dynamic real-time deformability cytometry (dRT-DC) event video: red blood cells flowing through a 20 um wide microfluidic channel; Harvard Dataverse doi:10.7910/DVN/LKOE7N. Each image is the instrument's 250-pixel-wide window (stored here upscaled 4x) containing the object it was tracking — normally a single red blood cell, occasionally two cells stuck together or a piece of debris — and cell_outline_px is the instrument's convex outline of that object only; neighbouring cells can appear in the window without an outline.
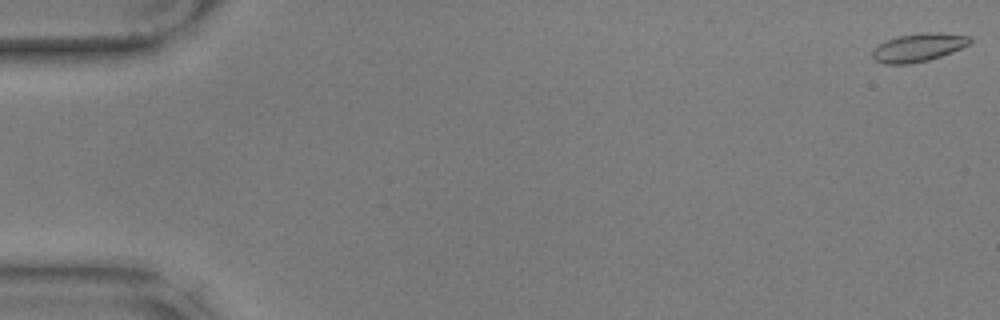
{"species": "common noctule bat (a hibernating species)", "species_latin": "Nyctalus noctula", "temperature_condition": "warm", "stored_images_in_passage": 58, "camera_frame_rate_fps": 3000, "um_per_image_px": 0.085, "animal": {"sex": "male", "body_mass_g": 17.9, "forearm_length_mm": 54.2}, "frame": {"image": 1, "passage_image": 1, "time_ms": 0.0, "image_size_px": [1000, 320], "cell_outline_px": [[972, 40], [968, 44], [960, 48], [940, 56], [928, 60], [908, 64], [884, 64], [876, 60], [872, 56], [872, 52], [880, 44], [888, 40], [900, 36], [968, 36]], "centroid_in_image_um": [77.96, 4.13], "position_along_channel_um": 7.0, "area_um2": 14.45}}
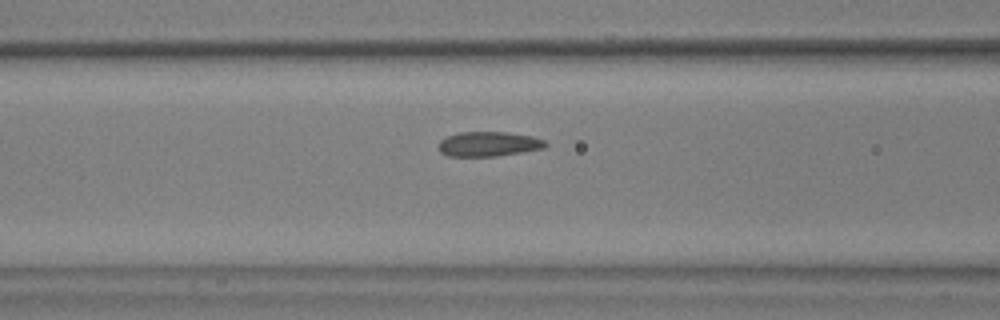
{"frame": {"image": 2, "passage_image": 24, "time_ms": 7.667, "image_size_px": [1000, 320], "cell_outline_px": [[548, 144], [544, 148], [496, 156], [448, 156], [440, 152], [440, 140], [448, 136], [460, 132], [508, 132], [532, 136], [544, 140]], "centroid_in_image_um": [41.54, 12.23], "position_along_channel_um": 125.1, "area_um2": 15.26}}
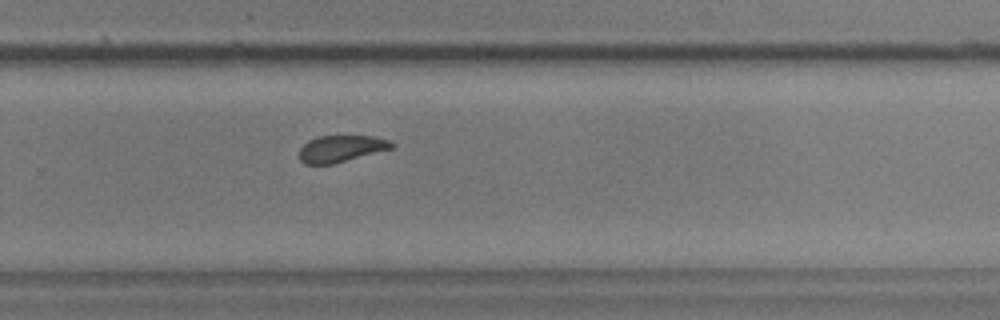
{"frame": {"image": 3, "passage_image": 39, "time_ms": 12.667, "image_size_px": [1000, 320], "cell_outline_px": [[396, 148], [332, 164], [304, 164], [300, 160], [300, 148], [308, 140], [320, 136], [376, 136], [388, 140], [396, 144]], "centroid_in_image_um": [29.05, 12.63], "position_along_channel_um": 300.8, "area_um2": 14.51}, "authors_computed_cell_mechanics": {"area_um2": 15.5482, "velocity_mm_per_s": 3.5354, "shape_relaxation_time_tau1_ms": 4.7675, "shape_relaxation_time_tau2_ms": 1.6922, "deformation_change_tau1": 0.1048, "deformation_change_tau2": 0.0556}}